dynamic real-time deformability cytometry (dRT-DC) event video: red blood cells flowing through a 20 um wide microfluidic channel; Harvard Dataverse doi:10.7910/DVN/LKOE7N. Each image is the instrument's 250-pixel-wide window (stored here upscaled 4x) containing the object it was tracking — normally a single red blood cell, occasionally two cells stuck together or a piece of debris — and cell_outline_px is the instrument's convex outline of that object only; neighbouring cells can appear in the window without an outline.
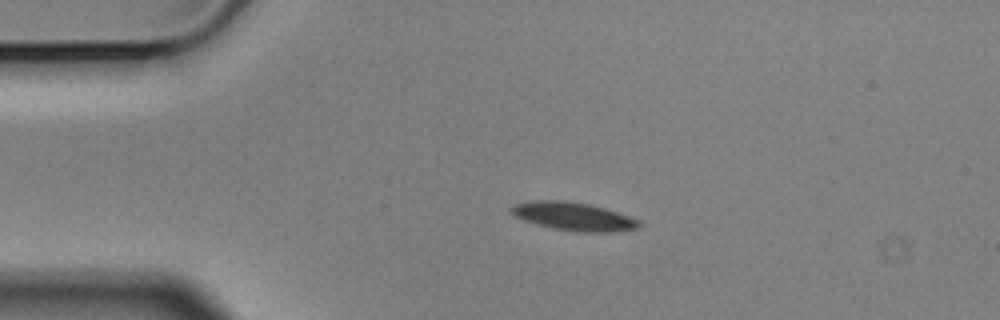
{"species": "Egyptian fruit bat (a non-hibernating species)", "species_latin": "Rousettus aegyptiacus", "temperature_condition": "cold", "stored_images_in_passage": 3, "camera_frame_rate_fps": 3000, "um_per_image_px": 0.085, "animal": {"sex": "male"}, "frame": {"image": 1, "passage_image": 2, "time_ms": 0.333, "image_size_px": [1000, 320], "cell_outline_px": [[644, 224], [636, 228], [608, 232], [576, 232], [552, 228], [536, 224], [512, 216], [508, 208], [512, 204], [532, 200], [564, 200], [588, 204], [604, 208], [640, 220]], "centroid_in_image_um": [48.67, 18.39], "position_along_channel_um": 36.3, "area_um2": 21.21}}